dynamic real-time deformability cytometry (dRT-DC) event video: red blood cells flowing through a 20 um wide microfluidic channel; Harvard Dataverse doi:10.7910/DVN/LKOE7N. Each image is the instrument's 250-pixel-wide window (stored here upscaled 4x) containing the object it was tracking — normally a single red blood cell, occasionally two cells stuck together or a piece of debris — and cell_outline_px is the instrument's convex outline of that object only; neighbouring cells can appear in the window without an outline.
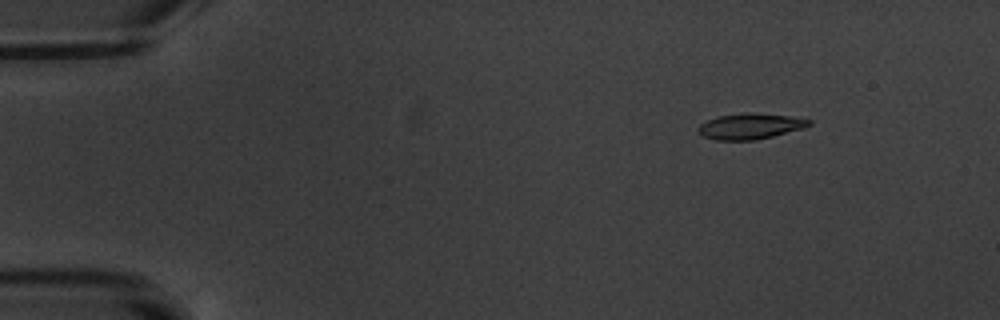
{"species": "common noctule bat (a hibernating species)", "species_latin": "Nyctalus noctula", "temperature_condition": "warm", "stored_images_in_passage": 5, "camera_frame_rate_fps": 3000, "um_per_image_px": 0.085, "animal": {"sex": "male", "body_mass_g": 20.1, "forearm_length_mm": 53.5}, "frame": {"image": 1, "passage_image": 2, "time_ms": 1.333, "image_size_px": [1000, 320], "cell_outline_px": [[812, 124], [804, 128], [756, 140], [716, 140], [704, 136], [696, 128], [700, 124], [708, 120], [720, 116], [788, 116], [812, 120]], "centroid_in_image_um": [63.77, 10.8], "position_along_channel_um": 21.2, "area_um2": 15.43}}